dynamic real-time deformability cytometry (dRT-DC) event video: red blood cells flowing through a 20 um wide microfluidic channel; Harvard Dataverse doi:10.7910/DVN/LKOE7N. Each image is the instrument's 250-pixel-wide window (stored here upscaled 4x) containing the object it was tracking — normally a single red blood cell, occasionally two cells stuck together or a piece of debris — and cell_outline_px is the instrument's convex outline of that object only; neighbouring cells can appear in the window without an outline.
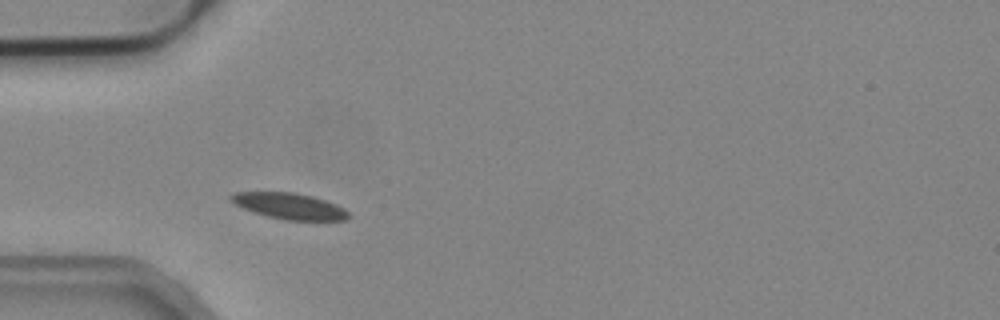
{"species": "common noctule bat (a hibernating species)", "species_latin": "Nyctalus noctula", "temperature_condition": "cold", "stored_images_in_passage": 31, "camera_frame_rate_fps": 3000, "um_per_image_px": 0.085, "animal": {"sex": "male", "body_mass_g": 19.2, "forearm_length_mm": 51.8}, "frame": {"image": 1, "passage_image": 1, "time_ms": 0.0, "image_size_px": [1000, 320], "cell_outline_px": [[352, 216], [348, 220], [284, 220], [268, 216], [244, 208], [236, 204], [228, 196], [236, 192], [296, 192], [312, 196], [336, 204], [344, 208]], "centroid_in_image_um": [24.67, 17.51], "position_along_channel_um": 60.3, "area_um2": 17.74}}
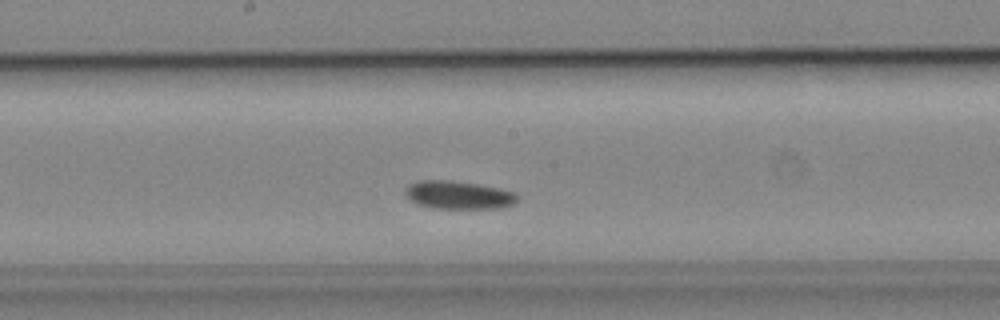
{"frame": {"image": 2, "passage_image": 13, "time_ms": 4.0, "image_size_px": [1000, 320], "cell_outline_px": [[520, 196], [512, 204], [500, 208], [432, 208], [416, 204], [404, 192], [408, 184], [420, 180], [448, 180], [476, 184], [500, 188], [516, 192]], "centroid_in_image_um": [38.98, 16.57], "position_along_channel_um": 209.2, "area_um2": 18.32}}
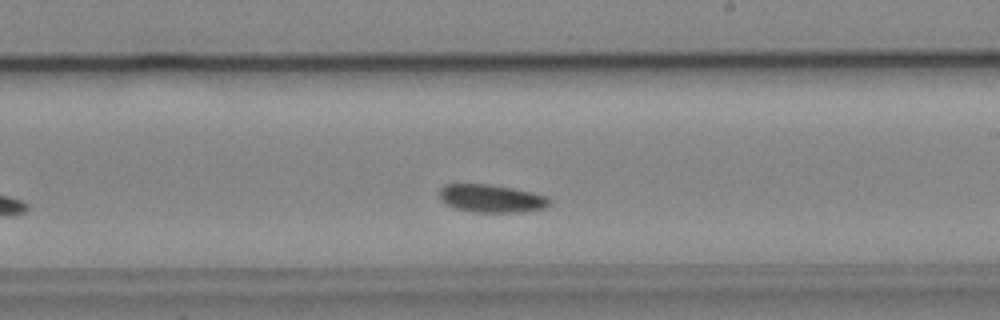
{"frame": {"image": 3, "passage_image": 16, "time_ms": 5.0, "image_size_px": [1000, 320], "cell_outline_px": [[552, 200], [544, 208], [520, 212], [472, 212], [456, 208], [448, 204], [440, 196], [440, 188], [444, 184], [488, 184], [512, 188], [532, 192], [548, 196]], "centroid_in_image_um": [41.8, 16.86], "position_along_channel_um": 247.2, "area_um2": 17.74}, "authors_computed_cell_mechanics": {"area_um2": 17.8024, "velocity_mm_per_s": 3.8185, "shape_relaxation_time_tau1_ms": null, "shape_relaxation_time_tau2_ms": 6.5328, "deformation_change_tau1": null, "deformation_change_tau2": 0.0856}}